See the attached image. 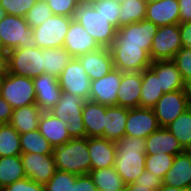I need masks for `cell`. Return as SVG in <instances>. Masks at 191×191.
Masks as SVG:
<instances>
[{
	"mask_svg": "<svg viewBox=\"0 0 191 191\" xmlns=\"http://www.w3.org/2000/svg\"><path fill=\"white\" fill-rule=\"evenodd\" d=\"M114 168L126 183H133L145 170V139L124 135L116 141Z\"/></svg>",
	"mask_w": 191,
	"mask_h": 191,
	"instance_id": "cell-1",
	"label": "cell"
},
{
	"mask_svg": "<svg viewBox=\"0 0 191 191\" xmlns=\"http://www.w3.org/2000/svg\"><path fill=\"white\" fill-rule=\"evenodd\" d=\"M56 170L86 175L91 171L88 138H72L53 148Z\"/></svg>",
	"mask_w": 191,
	"mask_h": 191,
	"instance_id": "cell-2",
	"label": "cell"
},
{
	"mask_svg": "<svg viewBox=\"0 0 191 191\" xmlns=\"http://www.w3.org/2000/svg\"><path fill=\"white\" fill-rule=\"evenodd\" d=\"M73 19L101 46L109 48L115 40L117 28L112 25L92 4H78Z\"/></svg>",
	"mask_w": 191,
	"mask_h": 191,
	"instance_id": "cell-3",
	"label": "cell"
},
{
	"mask_svg": "<svg viewBox=\"0 0 191 191\" xmlns=\"http://www.w3.org/2000/svg\"><path fill=\"white\" fill-rule=\"evenodd\" d=\"M0 36L5 51L17 48H35L36 40L25 17L6 14L0 20Z\"/></svg>",
	"mask_w": 191,
	"mask_h": 191,
	"instance_id": "cell-4",
	"label": "cell"
},
{
	"mask_svg": "<svg viewBox=\"0 0 191 191\" xmlns=\"http://www.w3.org/2000/svg\"><path fill=\"white\" fill-rule=\"evenodd\" d=\"M8 72L34 78L44 73L42 48H17L8 51Z\"/></svg>",
	"mask_w": 191,
	"mask_h": 191,
	"instance_id": "cell-5",
	"label": "cell"
},
{
	"mask_svg": "<svg viewBox=\"0 0 191 191\" xmlns=\"http://www.w3.org/2000/svg\"><path fill=\"white\" fill-rule=\"evenodd\" d=\"M14 109L36 104L32 78L7 72L0 94Z\"/></svg>",
	"mask_w": 191,
	"mask_h": 191,
	"instance_id": "cell-6",
	"label": "cell"
},
{
	"mask_svg": "<svg viewBox=\"0 0 191 191\" xmlns=\"http://www.w3.org/2000/svg\"><path fill=\"white\" fill-rule=\"evenodd\" d=\"M73 17L52 15L40 26L32 29V35L36 40L37 47L55 48L63 47L65 36Z\"/></svg>",
	"mask_w": 191,
	"mask_h": 191,
	"instance_id": "cell-7",
	"label": "cell"
},
{
	"mask_svg": "<svg viewBox=\"0 0 191 191\" xmlns=\"http://www.w3.org/2000/svg\"><path fill=\"white\" fill-rule=\"evenodd\" d=\"M191 106L188 89L164 93L153 107L160 127H166Z\"/></svg>",
	"mask_w": 191,
	"mask_h": 191,
	"instance_id": "cell-8",
	"label": "cell"
},
{
	"mask_svg": "<svg viewBox=\"0 0 191 191\" xmlns=\"http://www.w3.org/2000/svg\"><path fill=\"white\" fill-rule=\"evenodd\" d=\"M158 26L146 19L117 29L112 45L142 46L150 54L152 41Z\"/></svg>",
	"mask_w": 191,
	"mask_h": 191,
	"instance_id": "cell-9",
	"label": "cell"
},
{
	"mask_svg": "<svg viewBox=\"0 0 191 191\" xmlns=\"http://www.w3.org/2000/svg\"><path fill=\"white\" fill-rule=\"evenodd\" d=\"M114 68L122 72H142L151 66L149 53L142 46L111 45Z\"/></svg>",
	"mask_w": 191,
	"mask_h": 191,
	"instance_id": "cell-10",
	"label": "cell"
},
{
	"mask_svg": "<svg viewBox=\"0 0 191 191\" xmlns=\"http://www.w3.org/2000/svg\"><path fill=\"white\" fill-rule=\"evenodd\" d=\"M183 47L181 42L179 23L158 27L152 46L150 58L152 62L158 60H173L175 54Z\"/></svg>",
	"mask_w": 191,
	"mask_h": 191,
	"instance_id": "cell-11",
	"label": "cell"
},
{
	"mask_svg": "<svg viewBox=\"0 0 191 191\" xmlns=\"http://www.w3.org/2000/svg\"><path fill=\"white\" fill-rule=\"evenodd\" d=\"M58 80L62 92L72 93L89 100L91 79L77 58L71 59L61 72Z\"/></svg>",
	"mask_w": 191,
	"mask_h": 191,
	"instance_id": "cell-12",
	"label": "cell"
},
{
	"mask_svg": "<svg viewBox=\"0 0 191 191\" xmlns=\"http://www.w3.org/2000/svg\"><path fill=\"white\" fill-rule=\"evenodd\" d=\"M159 128L153 108L135 107L128 110L126 136L146 139Z\"/></svg>",
	"mask_w": 191,
	"mask_h": 191,
	"instance_id": "cell-13",
	"label": "cell"
},
{
	"mask_svg": "<svg viewBox=\"0 0 191 191\" xmlns=\"http://www.w3.org/2000/svg\"><path fill=\"white\" fill-rule=\"evenodd\" d=\"M25 176L45 185L56 171L53 154L21 153Z\"/></svg>",
	"mask_w": 191,
	"mask_h": 191,
	"instance_id": "cell-14",
	"label": "cell"
},
{
	"mask_svg": "<svg viewBox=\"0 0 191 191\" xmlns=\"http://www.w3.org/2000/svg\"><path fill=\"white\" fill-rule=\"evenodd\" d=\"M123 72L112 69L102 78L91 81L89 100L106 106L117 105V93Z\"/></svg>",
	"mask_w": 191,
	"mask_h": 191,
	"instance_id": "cell-15",
	"label": "cell"
},
{
	"mask_svg": "<svg viewBox=\"0 0 191 191\" xmlns=\"http://www.w3.org/2000/svg\"><path fill=\"white\" fill-rule=\"evenodd\" d=\"M32 80L36 92V105L42 112H49L61 98L62 89L58 78L43 73Z\"/></svg>",
	"mask_w": 191,
	"mask_h": 191,
	"instance_id": "cell-16",
	"label": "cell"
},
{
	"mask_svg": "<svg viewBox=\"0 0 191 191\" xmlns=\"http://www.w3.org/2000/svg\"><path fill=\"white\" fill-rule=\"evenodd\" d=\"M63 47L73 58H78L88 52L101 48L97 41L74 19L65 36Z\"/></svg>",
	"mask_w": 191,
	"mask_h": 191,
	"instance_id": "cell-17",
	"label": "cell"
},
{
	"mask_svg": "<svg viewBox=\"0 0 191 191\" xmlns=\"http://www.w3.org/2000/svg\"><path fill=\"white\" fill-rule=\"evenodd\" d=\"M91 81L102 78L114 69L113 58L109 48L101 47L77 58Z\"/></svg>",
	"mask_w": 191,
	"mask_h": 191,
	"instance_id": "cell-18",
	"label": "cell"
},
{
	"mask_svg": "<svg viewBox=\"0 0 191 191\" xmlns=\"http://www.w3.org/2000/svg\"><path fill=\"white\" fill-rule=\"evenodd\" d=\"M163 184L191 191V151L175 155L170 169L165 174Z\"/></svg>",
	"mask_w": 191,
	"mask_h": 191,
	"instance_id": "cell-19",
	"label": "cell"
},
{
	"mask_svg": "<svg viewBox=\"0 0 191 191\" xmlns=\"http://www.w3.org/2000/svg\"><path fill=\"white\" fill-rule=\"evenodd\" d=\"M141 85V72H123L117 93V106L128 109L140 107Z\"/></svg>",
	"mask_w": 191,
	"mask_h": 191,
	"instance_id": "cell-20",
	"label": "cell"
},
{
	"mask_svg": "<svg viewBox=\"0 0 191 191\" xmlns=\"http://www.w3.org/2000/svg\"><path fill=\"white\" fill-rule=\"evenodd\" d=\"M145 19L158 27L180 23L178 0H159L147 4Z\"/></svg>",
	"mask_w": 191,
	"mask_h": 191,
	"instance_id": "cell-21",
	"label": "cell"
},
{
	"mask_svg": "<svg viewBox=\"0 0 191 191\" xmlns=\"http://www.w3.org/2000/svg\"><path fill=\"white\" fill-rule=\"evenodd\" d=\"M91 170L114 166L116 143L102 137L88 138Z\"/></svg>",
	"mask_w": 191,
	"mask_h": 191,
	"instance_id": "cell-22",
	"label": "cell"
},
{
	"mask_svg": "<svg viewBox=\"0 0 191 191\" xmlns=\"http://www.w3.org/2000/svg\"><path fill=\"white\" fill-rule=\"evenodd\" d=\"M159 78L164 93L186 89L180 71L173 60H158L149 67Z\"/></svg>",
	"mask_w": 191,
	"mask_h": 191,
	"instance_id": "cell-23",
	"label": "cell"
},
{
	"mask_svg": "<svg viewBox=\"0 0 191 191\" xmlns=\"http://www.w3.org/2000/svg\"><path fill=\"white\" fill-rule=\"evenodd\" d=\"M66 126L67 124L64 120H59L50 112H42L39 119L38 131L55 148L72 139Z\"/></svg>",
	"mask_w": 191,
	"mask_h": 191,
	"instance_id": "cell-24",
	"label": "cell"
},
{
	"mask_svg": "<svg viewBox=\"0 0 191 191\" xmlns=\"http://www.w3.org/2000/svg\"><path fill=\"white\" fill-rule=\"evenodd\" d=\"M146 155L167 153L177 155L185 150L180 145L178 139L165 127H160L145 139Z\"/></svg>",
	"mask_w": 191,
	"mask_h": 191,
	"instance_id": "cell-25",
	"label": "cell"
},
{
	"mask_svg": "<svg viewBox=\"0 0 191 191\" xmlns=\"http://www.w3.org/2000/svg\"><path fill=\"white\" fill-rule=\"evenodd\" d=\"M106 108V105L91 100L85 101L82 117L87 138L103 137Z\"/></svg>",
	"mask_w": 191,
	"mask_h": 191,
	"instance_id": "cell-26",
	"label": "cell"
},
{
	"mask_svg": "<svg viewBox=\"0 0 191 191\" xmlns=\"http://www.w3.org/2000/svg\"><path fill=\"white\" fill-rule=\"evenodd\" d=\"M128 108L112 105L105 111V127L102 138L118 141L125 135V125L128 118Z\"/></svg>",
	"mask_w": 191,
	"mask_h": 191,
	"instance_id": "cell-27",
	"label": "cell"
},
{
	"mask_svg": "<svg viewBox=\"0 0 191 191\" xmlns=\"http://www.w3.org/2000/svg\"><path fill=\"white\" fill-rule=\"evenodd\" d=\"M41 114L42 111L36 104L23 106L13 110L9 124L19 134L34 131L38 129Z\"/></svg>",
	"mask_w": 191,
	"mask_h": 191,
	"instance_id": "cell-28",
	"label": "cell"
},
{
	"mask_svg": "<svg viewBox=\"0 0 191 191\" xmlns=\"http://www.w3.org/2000/svg\"><path fill=\"white\" fill-rule=\"evenodd\" d=\"M141 73L140 107L153 108L164 92L160 87L159 78L150 68L144 69Z\"/></svg>",
	"mask_w": 191,
	"mask_h": 191,
	"instance_id": "cell-29",
	"label": "cell"
},
{
	"mask_svg": "<svg viewBox=\"0 0 191 191\" xmlns=\"http://www.w3.org/2000/svg\"><path fill=\"white\" fill-rule=\"evenodd\" d=\"M85 99L68 92H62L60 100L49 111L59 120L67 123L69 116H82Z\"/></svg>",
	"mask_w": 191,
	"mask_h": 191,
	"instance_id": "cell-30",
	"label": "cell"
},
{
	"mask_svg": "<svg viewBox=\"0 0 191 191\" xmlns=\"http://www.w3.org/2000/svg\"><path fill=\"white\" fill-rule=\"evenodd\" d=\"M44 73L59 78L63 69L73 58L64 47L42 49Z\"/></svg>",
	"mask_w": 191,
	"mask_h": 191,
	"instance_id": "cell-31",
	"label": "cell"
},
{
	"mask_svg": "<svg viewBox=\"0 0 191 191\" xmlns=\"http://www.w3.org/2000/svg\"><path fill=\"white\" fill-rule=\"evenodd\" d=\"M92 177L99 191H124L126 183L121 179L114 166L91 170Z\"/></svg>",
	"mask_w": 191,
	"mask_h": 191,
	"instance_id": "cell-32",
	"label": "cell"
},
{
	"mask_svg": "<svg viewBox=\"0 0 191 191\" xmlns=\"http://www.w3.org/2000/svg\"><path fill=\"white\" fill-rule=\"evenodd\" d=\"M25 177L20 155L0 157V189Z\"/></svg>",
	"mask_w": 191,
	"mask_h": 191,
	"instance_id": "cell-33",
	"label": "cell"
},
{
	"mask_svg": "<svg viewBox=\"0 0 191 191\" xmlns=\"http://www.w3.org/2000/svg\"><path fill=\"white\" fill-rule=\"evenodd\" d=\"M165 128L178 139L184 150L191 151V106Z\"/></svg>",
	"mask_w": 191,
	"mask_h": 191,
	"instance_id": "cell-34",
	"label": "cell"
},
{
	"mask_svg": "<svg viewBox=\"0 0 191 191\" xmlns=\"http://www.w3.org/2000/svg\"><path fill=\"white\" fill-rule=\"evenodd\" d=\"M22 153L53 154V147L38 129L20 134Z\"/></svg>",
	"mask_w": 191,
	"mask_h": 191,
	"instance_id": "cell-35",
	"label": "cell"
},
{
	"mask_svg": "<svg viewBox=\"0 0 191 191\" xmlns=\"http://www.w3.org/2000/svg\"><path fill=\"white\" fill-rule=\"evenodd\" d=\"M21 153L20 134L10 124H0V157Z\"/></svg>",
	"mask_w": 191,
	"mask_h": 191,
	"instance_id": "cell-36",
	"label": "cell"
},
{
	"mask_svg": "<svg viewBox=\"0 0 191 191\" xmlns=\"http://www.w3.org/2000/svg\"><path fill=\"white\" fill-rule=\"evenodd\" d=\"M147 4L143 0H125L120 3L119 28L145 19Z\"/></svg>",
	"mask_w": 191,
	"mask_h": 191,
	"instance_id": "cell-37",
	"label": "cell"
},
{
	"mask_svg": "<svg viewBox=\"0 0 191 191\" xmlns=\"http://www.w3.org/2000/svg\"><path fill=\"white\" fill-rule=\"evenodd\" d=\"M175 156L167 153L147 155L145 169L162 179L173 164Z\"/></svg>",
	"mask_w": 191,
	"mask_h": 191,
	"instance_id": "cell-38",
	"label": "cell"
},
{
	"mask_svg": "<svg viewBox=\"0 0 191 191\" xmlns=\"http://www.w3.org/2000/svg\"><path fill=\"white\" fill-rule=\"evenodd\" d=\"M77 175L56 170L50 180L44 185L45 191H74Z\"/></svg>",
	"mask_w": 191,
	"mask_h": 191,
	"instance_id": "cell-39",
	"label": "cell"
},
{
	"mask_svg": "<svg viewBox=\"0 0 191 191\" xmlns=\"http://www.w3.org/2000/svg\"><path fill=\"white\" fill-rule=\"evenodd\" d=\"M53 15L50 7L45 0H37L35 5L26 13L25 20L30 25V28L40 26L45 20Z\"/></svg>",
	"mask_w": 191,
	"mask_h": 191,
	"instance_id": "cell-40",
	"label": "cell"
},
{
	"mask_svg": "<svg viewBox=\"0 0 191 191\" xmlns=\"http://www.w3.org/2000/svg\"><path fill=\"white\" fill-rule=\"evenodd\" d=\"M173 61L181 73L186 89L191 91V48L182 47L175 54Z\"/></svg>",
	"mask_w": 191,
	"mask_h": 191,
	"instance_id": "cell-41",
	"label": "cell"
},
{
	"mask_svg": "<svg viewBox=\"0 0 191 191\" xmlns=\"http://www.w3.org/2000/svg\"><path fill=\"white\" fill-rule=\"evenodd\" d=\"M96 11H99L108 21L119 28L120 3L117 0H95L92 3Z\"/></svg>",
	"mask_w": 191,
	"mask_h": 191,
	"instance_id": "cell-42",
	"label": "cell"
},
{
	"mask_svg": "<svg viewBox=\"0 0 191 191\" xmlns=\"http://www.w3.org/2000/svg\"><path fill=\"white\" fill-rule=\"evenodd\" d=\"M36 2L37 0H0V6L5 10L6 14L25 17Z\"/></svg>",
	"mask_w": 191,
	"mask_h": 191,
	"instance_id": "cell-43",
	"label": "cell"
},
{
	"mask_svg": "<svg viewBox=\"0 0 191 191\" xmlns=\"http://www.w3.org/2000/svg\"><path fill=\"white\" fill-rule=\"evenodd\" d=\"M53 15L73 17L78 3L76 0H45Z\"/></svg>",
	"mask_w": 191,
	"mask_h": 191,
	"instance_id": "cell-44",
	"label": "cell"
},
{
	"mask_svg": "<svg viewBox=\"0 0 191 191\" xmlns=\"http://www.w3.org/2000/svg\"><path fill=\"white\" fill-rule=\"evenodd\" d=\"M3 191H45L44 185L25 177L5 186Z\"/></svg>",
	"mask_w": 191,
	"mask_h": 191,
	"instance_id": "cell-45",
	"label": "cell"
},
{
	"mask_svg": "<svg viewBox=\"0 0 191 191\" xmlns=\"http://www.w3.org/2000/svg\"><path fill=\"white\" fill-rule=\"evenodd\" d=\"M66 129L69 132L72 138H85L86 137V130L83 123L82 116H69L67 120Z\"/></svg>",
	"mask_w": 191,
	"mask_h": 191,
	"instance_id": "cell-46",
	"label": "cell"
},
{
	"mask_svg": "<svg viewBox=\"0 0 191 191\" xmlns=\"http://www.w3.org/2000/svg\"><path fill=\"white\" fill-rule=\"evenodd\" d=\"M138 185L150 186L151 190L157 191L162 185L163 180L158 175H154L146 169L143 173L134 181Z\"/></svg>",
	"mask_w": 191,
	"mask_h": 191,
	"instance_id": "cell-47",
	"label": "cell"
},
{
	"mask_svg": "<svg viewBox=\"0 0 191 191\" xmlns=\"http://www.w3.org/2000/svg\"><path fill=\"white\" fill-rule=\"evenodd\" d=\"M74 191H98L92 177L89 174L77 175L74 183Z\"/></svg>",
	"mask_w": 191,
	"mask_h": 191,
	"instance_id": "cell-48",
	"label": "cell"
},
{
	"mask_svg": "<svg viewBox=\"0 0 191 191\" xmlns=\"http://www.w3.org/2000/svg\"><path fill=\"white\" fill-rule=\"evenodd\" d=\"M12 112L11 105L0 95V124H9Z\"/></svg>",
	"mask_w": 191,
	"mask_h": 191,
	"instance_id": "cell-49",
	"label": "cell"
},
{
	"mask_svg": "<svg viewBox=\"0 0 191 191\" xmlns=\"http://www.w3.org/2000/svg\"><path fill=\"white\" fill-rule=\"evenodd\" d=\"M180 23L191 22V0H178Z\"/></svg>",
	"mask_w": 191,
	"mask_h": 191,
	"instance_id": "cell-50",
	"label": "cell"
},
{
	"mask_svg": "<svg viewBox=\"0 0 191 191\" xmlns=\"http://www.w3.org/2000/svg\"><path fill=\"white\" fill-rule=\"evenodd\" d=\"M179 30L183 47L191 48V22L179 23Z\"/></svg>",
	"mask_w": 191,
	"mask_h": 191,
	"instance_id": "cell-51",
	"label": "cell"
},
{
	"mask_svg": "<svg viewBox=\"0 0 191 191\" xmlns=\"http://www.w3.org/2000/svg\"><path fill=\"white\" fill-rule=\"evenodd\" d=\"M124 191H154V190H151L150 186L138 185L133 182L126 184V188Z\"/></svg>",
	"mask_w": 191,
	"mask_h": 191,
	"instance_id": "cell-52",
	"label": "cell"
},
{
	"mask_svg": "<svg viewBox=\"0 0 191 191\" xmlns=\"http://www.w3.org/2000/svg\"><path fill=\"white\" fill-rule=\"evenodd\" d=\"M0 72H8V51H0Z\"/></svg>",
	"mask_w": 191,
	"mask_h": 191,
	"instance_id": "cell-53",
	"label": "cell"
},
{
	"mask_svg": "<svg viewBox=\"0 0 191 191\" xmlns=\"http://www.w3.org/2000/svg\"><path fill=\"white\" fill-rule=\"evenodd\" d=\"M157 191H190V190H186L183 188L171 187V186H167V185L163 184Z\"/></svg>",
	"mask_w": 191,
	"mask_h": 191,
	"instance_id": "cell-54",
	"label": "cell"
},
{
	"mask_svg": "<svg viewBox=\"0 0 191 191\" xmlns=\"http://www.w3.org/2000/svg\"><path fill=\"white\" fill-rule=\"evenodd\" d=\"M7 72H0V94L3 86V82L6 78Z\"/></svg>",
	"mask_w": 191,
	"mask_h": 191,
	"instance_id": "cell-55",
	"label": "cell"
},
{
	"mask_svg": "<svg viewBox=\"0 0 191 191\" xmlns=\"http://www.w3.org/2000/svg\"><path fill=\"white\" fill-rule=\"evenodd\" d=\"M78 4H92L95 0H76Z\"/></svg>",
	"mask_w": 191,
	"mask_h": 191,
	"instance_id": "cell-56",
	"label": "cell"
},
{
	"mask_svg": "<svg viewBox=\"0 0 191 191\" xmlns=\"http://www.w3.org/2000/svg\"><path fill=\"white\" fill-rule=\"evenodd\" d=\"M6 15L5 10L0 6V20Z\"/></svg>",
	"mask_w": 191,
	"mask_h": 191,
	"instance_id": "cell-57",
	"label": "cell"
},
{
	"mask_svg": "<svg viewBox=\"0 0 191 191\" xmlns=\"http://www.w3.org/2000/svg\"><path fill=\"white\" fill-rule=\"evenodd\" d=\"M146 4L158 2L159 0H143Z\"/></svg>",
	"mask_w": 191,
	"mask_h": 191,
	"instance_id": "cell-58",
	"label": "cell"
},
{
	"mask_svg": "<svg viewBox=\"0 0 191 191\" xmlns=\"http://www.w3.org/2000/svg\"><path fill=\"white\" fill-rule=\"evenodd\" d=\"M0 51H5L3 43H2L1 36H0Z\"/></svg>",
	"mask_w": 191,
	"mask_h": 191,
	"instance_id": "cell-59",
	"label": "cell"
},
{
	"mask_svg": "<svg viewBox=\"0 0 191 191\" xmlns=\"http://www.w3.org/2000/svg\"><path fill=\"white\" fill-rule=\"evenodd\" d=\"M119 3H122L123 1H125V0H117Z\"/></svg>",
	"mask_w": 191,
	"mask_h": 191,
	"instance_id": "cell-60",
	"label": "cell"
}]
</instances>
